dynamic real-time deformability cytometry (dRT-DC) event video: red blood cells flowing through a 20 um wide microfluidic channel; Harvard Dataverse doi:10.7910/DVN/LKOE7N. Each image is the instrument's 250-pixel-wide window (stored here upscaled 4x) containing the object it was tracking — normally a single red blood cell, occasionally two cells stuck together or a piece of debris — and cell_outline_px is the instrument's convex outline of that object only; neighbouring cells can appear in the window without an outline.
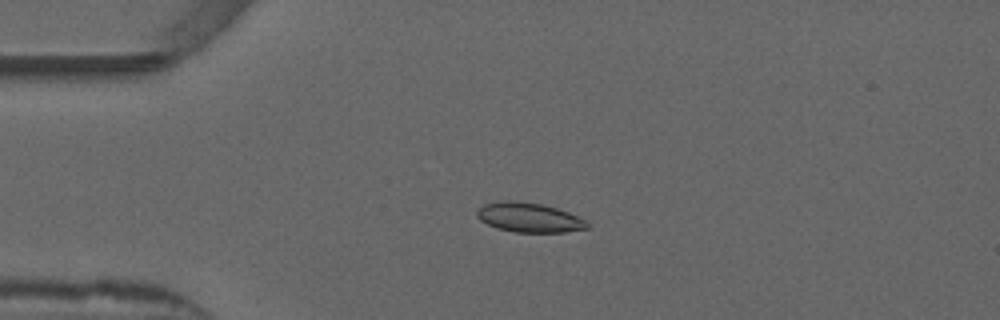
{"species": "common noctule bat (a hibernating species)", "species_latin": "Nyctalus noctula", "temperature_condition": "warm", "stored_images_in_passage": 52, "camera_frame_rate_fps": 3000, "um_per_image_px": 0.085, "animal": {"sex": "male", "forearm_length_mm": 52.5}, "frame": {"image": 1, "passage_image": 12, "time_ms": 3.667, "image_size_px": [1000, 320], "cell_outline_px": [[588, 228], [564, 232], [516, 232], [496, 228], [480, 220], [476, 216], [476, 212], [484, 204], [500, 200], [516, 200], [540, 204], [556, 208], [568, 212], [584, 220], [588, 224]], "centroid_in_image_um": [44.93, 18.48], "position_along_channel_um": 40.1, "area_um2": 18.84}}
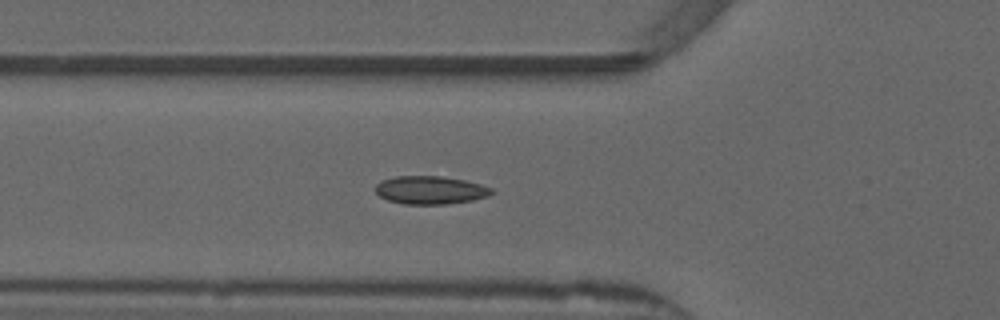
{"frame": {"image": 2, "passage_image": 18, "time_ms": 5.667, "image_size_px": [1000, 320], "cell_outline_px": [[496, 192], [488, 196], [472, 200], [448, 204], [404, 204], [388, 200], [380, 196], [376, 192], [376, 184], [380, 180], [396, 176], [440, 176], [464, 180], [480, 184], [492, 188]], "centroid_in_image_um": [36.59, 16.15], "position_along_channel_um": 89.2, "area_um2": 19.07}}
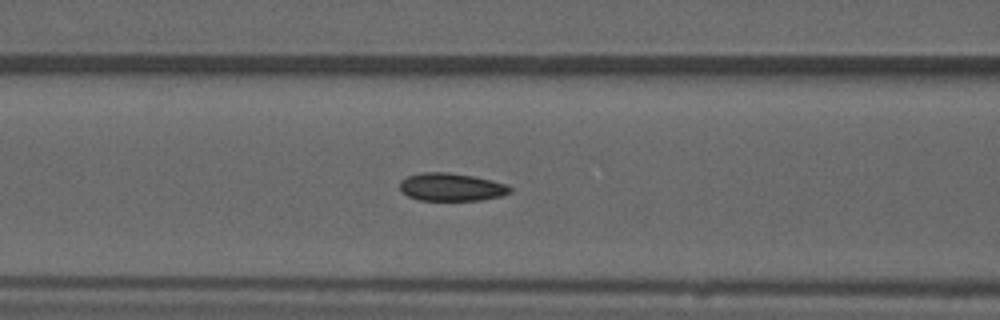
{"frame": {"image": 3, "passage_image": 21, "time_ms": 6.667, "image_size_px": [1000, 320], "cell_outline_px": [[512, 192], [500, 196], [480, 200], [420, 200], [408, 196], [400, 192], [400, 180], [408, 176], [424, 172], [448, 172], [472, 176], [492, 180], [508, 184], [512, 188]], "centroid_in_image_um": [38.37, 15.9], "position_along_channel_um": 128.2, "area_um2": 17.98}, "authors_computed_cell_mechanics": {"area_um2": 17.9758, "velocity_mm_per_s": 3.8619, "shape_relaxation_time_tau1_ms": null, "shape_relaxation_time_tau2_ms": 3.4787, "deformation_change_tau1": null, "deformation_change_tau2": 0.0605}}